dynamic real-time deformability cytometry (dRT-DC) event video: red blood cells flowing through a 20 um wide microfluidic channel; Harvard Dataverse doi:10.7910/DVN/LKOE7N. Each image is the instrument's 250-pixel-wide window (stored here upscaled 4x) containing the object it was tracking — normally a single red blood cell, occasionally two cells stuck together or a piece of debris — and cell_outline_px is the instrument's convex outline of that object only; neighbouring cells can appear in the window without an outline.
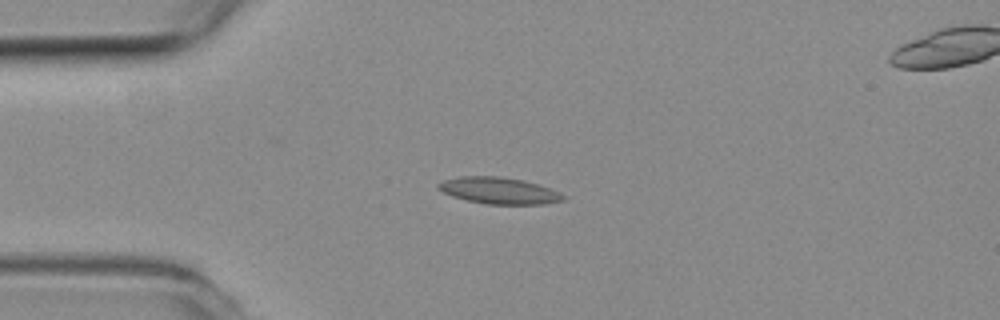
{"species": "common noctule bat (a hibernating species)", "species_latin": "Nyctalus noctula", "temperature_condition": "room temperature", "stored_images_in_passage": 48, "camera_frame_rate_fps": 3000, "um_per_image_px": 0.085, "animal": {"sex": "female", "body_mass_g": 19.3, "forearm_length_mm": 54.1}, "frame": {"image": 1, "passage_image": 12, "time_ms": 3.667, "image_size_px": [1000, 320], "cell_outline_px": [[564, 200], [544, 204], [488, 204], [468, 200], [452, 196], [436, 188], [436, 184], [444, 180], [460, 176], [500, 176], [524, 180], [560, 192], [564, 196]], "centroid_in_image_um": [42.39, 16.19], "position_along_channel_um": 42.6, "area_um2": 19.19}}
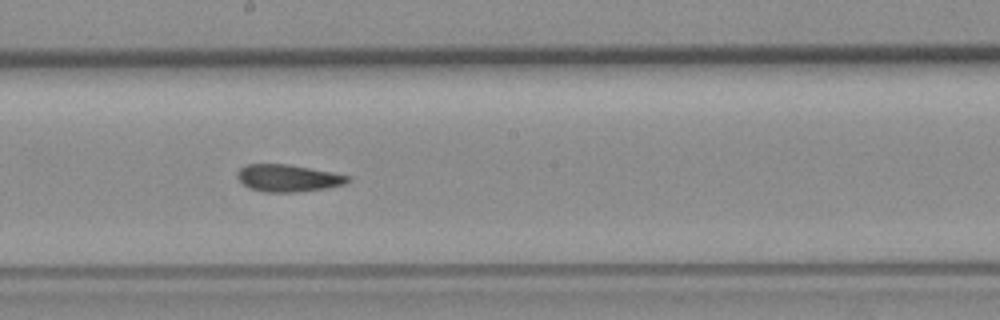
{"frame": {"image": 2, "passage_image": 28, "time_ms": 9.0, "image_size_px": [1000, 320], "cell_outline_px": [[352, 180], [344, 184], [328, 188], [296, 192], [264, 192], [248, 188], [236, 176], [236, 172], [240, 168], [248, 164], [288, 164], [332, 172], [352, 176]], "centroid_in_image_um": [24.5, 15.14], "position_along_channel_um": 223.7, "area_um2": 17.63}}
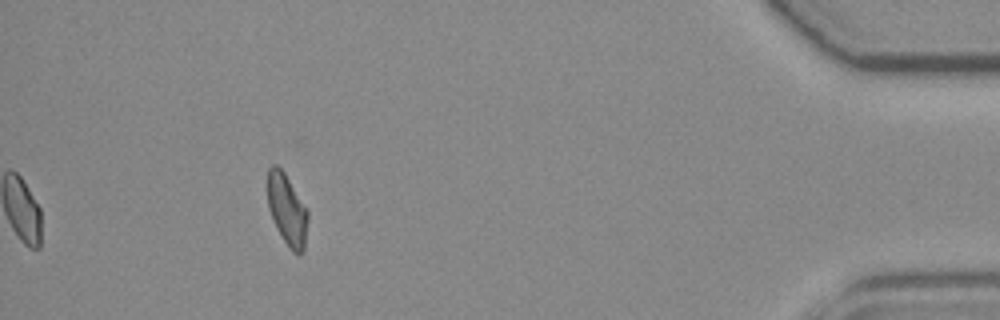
{"frame": {"image": 3, "passage_image": 48, "time_ms": 15.667, "image_size_px": [1000, 320], "cell_outline_px": [[308, 216], [304, 252], [300, 256], [296, 256], [288, 248], [276, 228], [272, 220], [268, 208], [264, 184], [268, 168], [272, 164], [276, 164], [284, 172], [308, 208]], "centroid_in_image_um": [24.36, 17.81], "position_along_channel_um": 410.8, "area_um2": 17.74}, "authors_computed_cell_mechanics": {"area_um2": 17.8024, "velocity_mm_per_s": 3.7743, "shape_relaxation_time_tau1_ms": null, "shape_relaxation_time_tau2_ms": 4.1347, "deformation_change_tau1": null, "deformation_change_tau2": 0.1173}}